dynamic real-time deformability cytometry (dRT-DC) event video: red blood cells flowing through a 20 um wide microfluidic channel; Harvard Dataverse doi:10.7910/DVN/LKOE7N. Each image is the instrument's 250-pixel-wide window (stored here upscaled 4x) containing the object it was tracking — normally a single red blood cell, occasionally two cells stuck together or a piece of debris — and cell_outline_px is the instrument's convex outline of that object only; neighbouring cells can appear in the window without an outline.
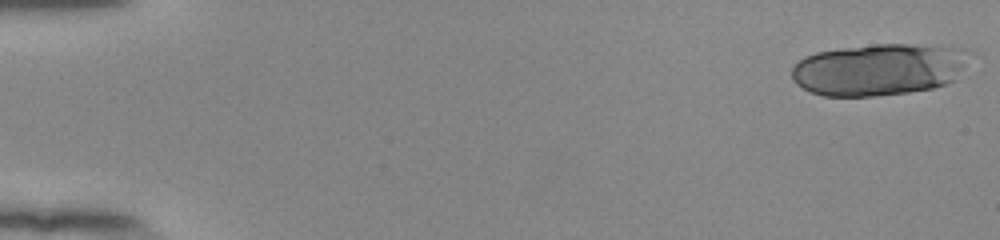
{"species": "human", "species_latin": "Homo sapiens", "temperature_condition": "room temperature", "stored_images_in_passage": 20, "camera_frame_rate_fps": 3000, "um_per_image_px": 0.085, "donor": {"sex": "female"}, "frame": {"image": 1, "passage_image": 1, "time_ms": 0.0, "image_size_px": [1000, 240], "cell_outline_px": [[976, 52], [952, 80], [944, 84], [932, 88], [908, 92], [876, 96], [824, 96], [812, 92], [796, 84], [792, 80], [792, 68], [804, 56], [816, 52], [844, 48], [876, 44], [908, 44], [964, 48]], "centroid_in_image_um": [74.73, 5.89], "position_along_channel_um": 10.3, "area_um2": 53.81}}
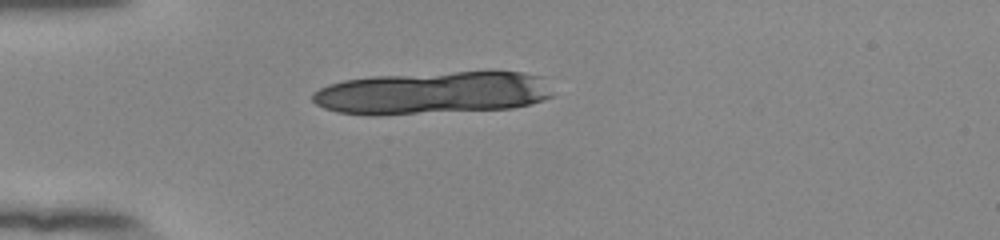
{"frame": {"image": 2, "passage_image": 15, "time_ms": 4.667, "image_size_px": [1000, 240], "cell_outline_px": [[552, 96], [544, 100], [512, 108], [376, 116], [368, 116], [336, 112], [324, 108], [316, 104], [312, 100], [312, 92], [328, 84], [344, 80], [372, 76], [456, 72], [524, 72], [544, 76]], "centroid_in_image_um": [36.72, 7.91], "position_along_channel_um": 48.3, "area_um2": 60.05}}